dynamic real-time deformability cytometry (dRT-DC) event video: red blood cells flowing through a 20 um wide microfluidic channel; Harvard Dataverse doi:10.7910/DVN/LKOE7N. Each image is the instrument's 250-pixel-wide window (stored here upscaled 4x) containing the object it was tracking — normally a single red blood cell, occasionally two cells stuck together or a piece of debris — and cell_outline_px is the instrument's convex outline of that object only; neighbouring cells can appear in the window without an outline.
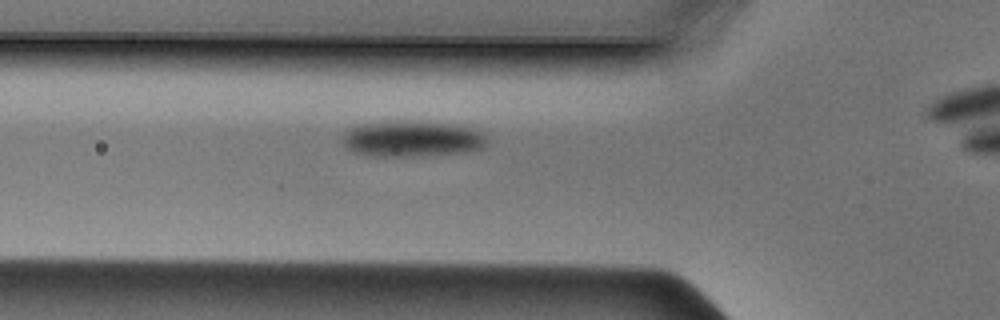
{"species": "Egyptian fruit bat (a non-hibernating species)", "species_latin": "Rousettus aegyptiacus", "temperature_condition": "cold", "stored_images_in_passage": 33, "camera_frame_rate_fps": 3000, "um_per_image_px": 0.085, "animal": {"sex": "male"}, "frame": {"image": 1, "passage_image": 10, "time_ms": 3.0, "image_size_px": [1000, 320], "cell_outline_px": [[484, 148], [464, 152], [412, 156], [380, 156], [356, 152], [348, 148], [340, 140], [344, 132], [360, 124], [396, 120], [400, 120], [464, 124], [480, 132], [484, 136]], "centroid_in_image_um": [35.02, 11.77], "position_along_channel_um": 90.8, "area_um2": 30.29}}
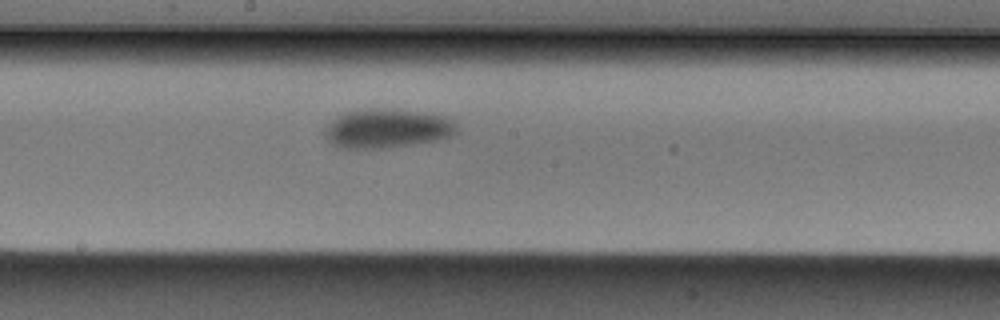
{"frame": {"image": 2, "passage_image": 19, "time_ms": 6.0, "image_size_px": [1000, 320], "cell_outline_px": [[456, 132], [448, 136], [436, 140], [380, 148], [340, 148], [328, 140], [324, 132], [324, 128], [336, 116], [348, 112], [412, 112], [444, 116], [452, 120], [456, 124]], "centroid_in_image_um": [32.86, 10.98], "position_along_channel_um": 215.3, "area_um2": 28.21}}
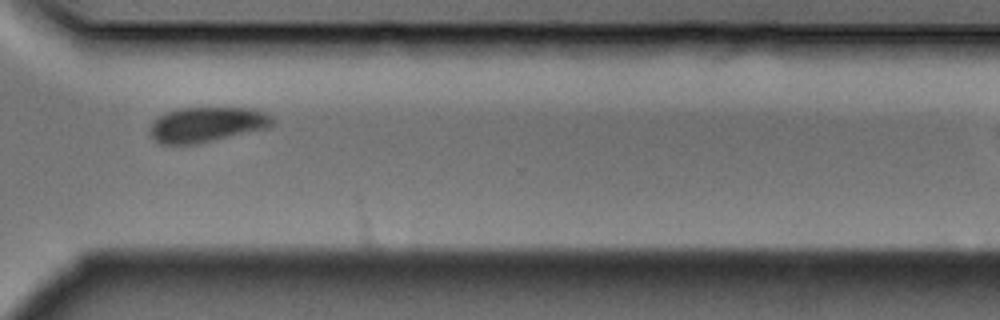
{"frame": {"image": 3, "passage_image": 29, "time_ms": 9.333, "image_size_px": [1000, 320], "cell_outline_px": [[272, 124], [268, 128], [196, 144], [160, 144], [152, 136], [152, 124], [160, 116], [168, 112], [180, 108], [248, 108], [264, 112], [272, 116]], "centroid_in_image_um": [17.61, 10.59], "position_along_channel_um": 353.0, "area_um2": 24.51}}